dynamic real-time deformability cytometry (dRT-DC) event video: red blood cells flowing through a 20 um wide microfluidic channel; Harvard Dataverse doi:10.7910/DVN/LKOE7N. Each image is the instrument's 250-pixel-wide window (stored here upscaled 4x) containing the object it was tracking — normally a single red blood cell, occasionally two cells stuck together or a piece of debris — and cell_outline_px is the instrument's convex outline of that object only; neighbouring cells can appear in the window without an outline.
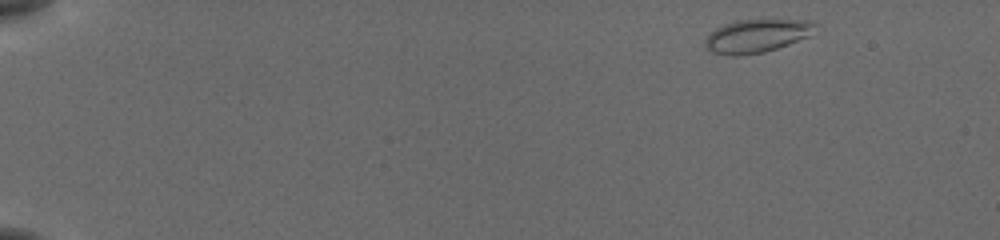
{"species": "common noctule bat (a hibernating species)", "species_latin": "Nyctalus noctula", "temperature_condition": "cold", "stored_images_in_passage": 51, "camera_frame_rate_fps": 3000, "um_per_image_px": 0.085, "animal": {"sex": "female", "body_mass_g": 19.5, "forearm_length_mm": 54.1}, "frame": {"image": 1, "passage_image": 2, "time_ms": 0.333, "image_size_px": [1000, 240], "cell_outline_px": [[816, 24], [808, 36], [788, 44], [764, 52], [736, 56], [732, 56], [712, 52], [704, 48], [704, 44], [708, 36], [716, 28], [724, 24], [736, 20], [812, 20]], "centroid_in_image_um": [64.28, 3.05], "position_along_channel_um": 20.7, "area_um2": 21.04}}
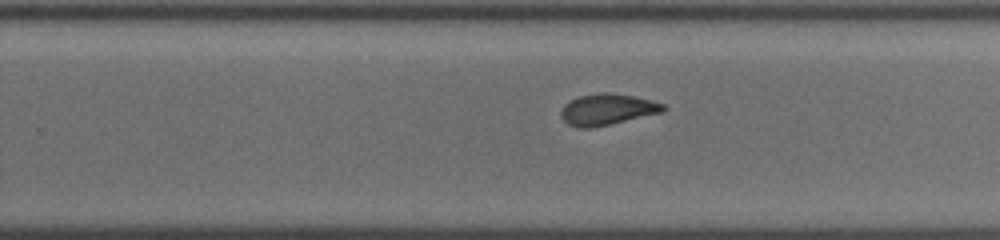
{"frame": {"image": 2, "passage_image": 33, "time_ms": 10.667, "image_size_px": [1000, 240], "cell_outline_px": [[668, 108], [664, 112], [608, 124], [588, 128], [580, 128], [568, 124], [560, 116], [560, 112], [564, 104], [580, 96], [604, 92], [632, 96], [652, 100], [664, 104]], "centroid_in_image_um": [51.64, 9.3], "position_along_channel_um": 278.2, "area_um2": 18.32}}
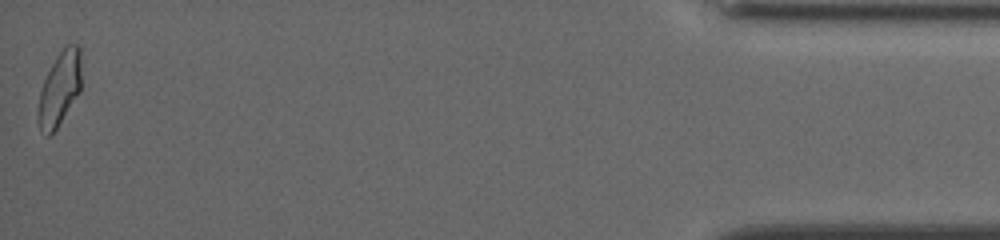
{"frame": {"image": 3, "passage_image": 51, "time_ms": 16.667, "image_size_px": [1000, 240], "cell_outline_px": [[80, 92], [56, 128], [48, 136], [40, 132], [36, 120], [36, 112], [40, 92], [44, 80], [56, 56], [68, 44], [80, 44]], "centroid_in_image_um": [5.03, 7.57], "position_along_channel_um": 430.2, "area_um2": 18.61}, "authors_computed_cell_mechanics": {"area_um2": 18.7272, "velocity_mm_per_s": 3.806, "shape_relaxation_time_tau1_ms": null, "shape_relaxation_time_tau2_ms": 1.7249, "deformation_change_tau1": null, "deformation_change_tau2": 0.0691}}